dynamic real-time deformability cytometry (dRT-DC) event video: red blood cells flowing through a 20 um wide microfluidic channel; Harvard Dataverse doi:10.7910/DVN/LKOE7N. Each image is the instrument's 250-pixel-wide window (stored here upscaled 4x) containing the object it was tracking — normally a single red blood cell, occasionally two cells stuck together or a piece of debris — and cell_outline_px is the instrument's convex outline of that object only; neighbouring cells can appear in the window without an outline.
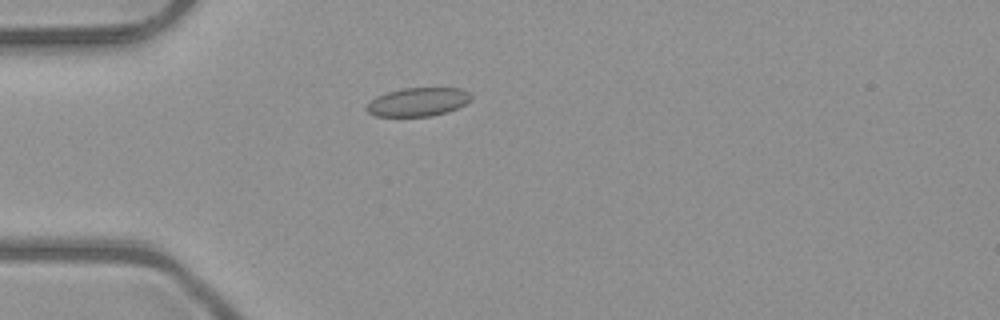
{"species": "common noctule bat (a hibernating species)", "species_latin": "Nyctalus noctula", "temperature_condition": "room temperature", "stored_images_in_passage": 52, "camera_frame_rate_fps": 3000, "um_per_image_px": 0.085, "animal": {"sex": "male", "body_mass_g": 23.1, "forearm_length_mm": 52.7}, "frame": {"image": 1, "passage_image": 15, "time_ms": 4.667, "image_size_px": [1000, 320], "cell_outline_px": [[472, 100], [448, 112], [432, 116], [376, 116], [368, 112], [364, 108], [376, 96], [388, 92], [404, 88], [460, 88], [468, 92], [472, 96]], "centroid_in_image_um": [35.54, 8.67], "position_along_channel_um": 49.5, "area_um2": 17.34}}
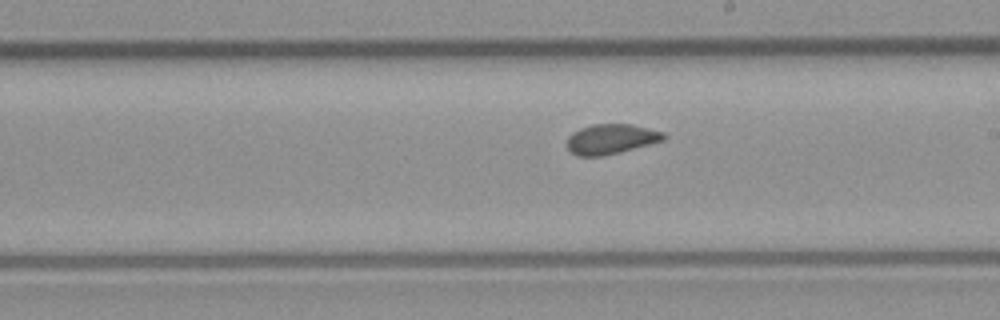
{"frame": {"image": 2, "passage_image": 30, "time_ms": 9.667, "image_size_px": [1000, 320], "cell_outline_px": [[668, 136], [664, 140], [620, 152], [604, 156], [576, 156], [568, 148], [568, 136], [572, 132], [580, 128], [592, 124], [632, 124], [664, 132]], "centroid_in_image_um": [51.95, 11.81], "position_along_channel_um": 237.1, "area_um2": 16.94}}
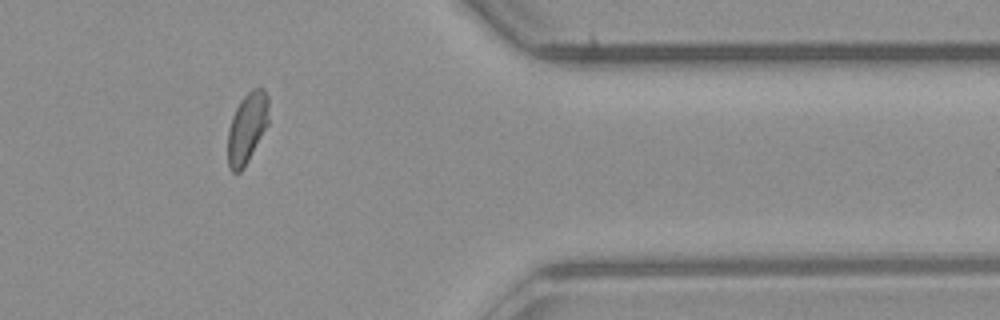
{"frame": {"image": 3, "passage_image": 43, "time_ms": 14.0, "image_size_px": [1000, 320], "cell_outline_px": [[268, 124], [244, 168], [240, 172], [232, 172], [228, 168], [228, 132], [232, 116], [240, 100], [252, 88], [264, 88], [268, 96]], "centroid_in_image_um": [21.0, 10.87], "position_along_channel_um": 390.4, "area_um2": 16.82}, "authors_computed_cell_mechanics": {"area_um2": 17.34, "velocity_mm_per_s": 4.0282, "shape_relaxation_time_tau1_ms": null, "shape_relaxation_time_tau2_ms": 1.1927, "deformation_change_tau1": null, "deformation_change_tau2": 0.0513}}